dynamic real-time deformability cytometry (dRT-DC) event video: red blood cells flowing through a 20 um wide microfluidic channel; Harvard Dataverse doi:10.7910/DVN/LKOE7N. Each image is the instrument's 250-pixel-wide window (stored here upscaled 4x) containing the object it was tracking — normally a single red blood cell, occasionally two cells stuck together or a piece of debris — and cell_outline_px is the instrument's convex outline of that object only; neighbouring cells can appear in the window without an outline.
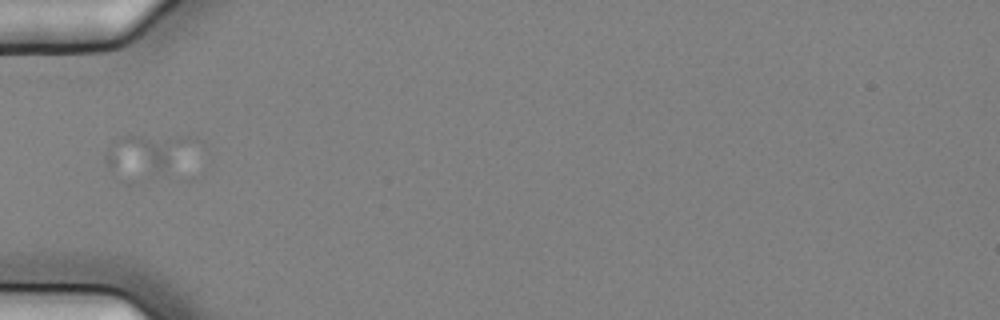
{"species": "common noctule bat (a hibernating species)", "species_latin": "Nyctalus noctula", "temperature_condition": "cold", "stored_images_in_passage": 6, "camera_frame_rate_fps": 3000, "um_per_image_px": 0.085, "animal": {"sex": "female", "body_mass_g": 25.1}, "frame": {"image": 1, "passage_image": 1, "time_ms": 0.0, "image_size_px": [1000, 320], "cell_outline_px": [[184, 140], [164, 172], [156, 172], [108, 164], [104, 160], [104, 156], [108, 148], [120, 136], [140, 136]], "centroid_in_image_um": [12.13, 12.98], "position_along_channel_um": 72.9, "area_um2": 15.2}}
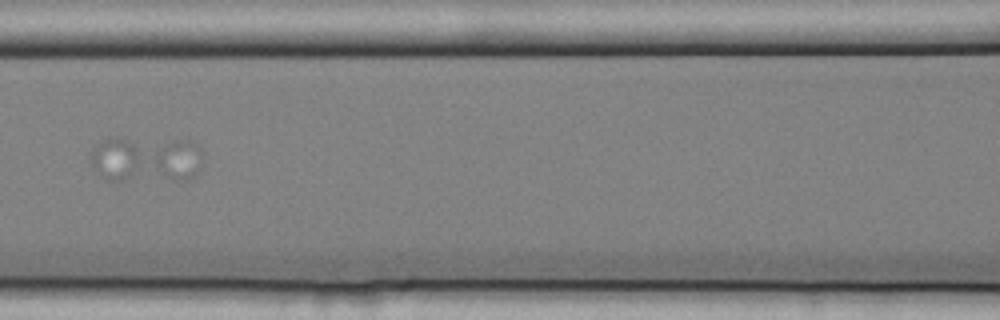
{"frame": {"image": 2, "passage_image": 3, "time_ms": 0.667, "image_size_px": [1000, 320], "cell_outline_px": [[180, 144], [160, 164], [120, 180], [104, 180], [92, 168], [92, 148], [104, 140], [112, 136]], "centroid_in_image_um": [10.88, 13.31], "position_along_channel_um": 155.7, "area_um2": 18.61}}